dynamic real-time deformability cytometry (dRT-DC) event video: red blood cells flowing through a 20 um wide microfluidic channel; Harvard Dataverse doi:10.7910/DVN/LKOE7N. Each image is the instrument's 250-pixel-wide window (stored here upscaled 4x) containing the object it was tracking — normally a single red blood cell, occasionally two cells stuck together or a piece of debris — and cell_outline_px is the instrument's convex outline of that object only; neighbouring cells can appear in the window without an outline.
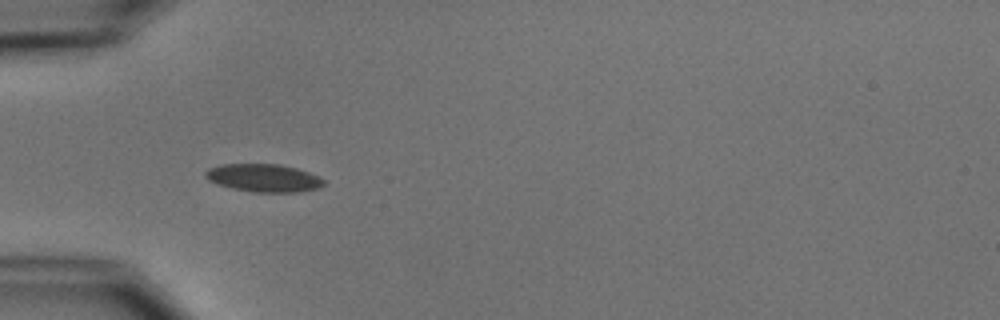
{"species": "common noctule bat (a hibernating species)", "species_latin": "Nyctalus noctula", "temperature_condition": "cold", "stored_images_in_passage": 5, "camera_frame_rate_fps": 3000, "um_per_image_px": 0.085, "animal": {"sex": "male", "body_mass_g": 15.6}, "frame": {"image": 1, "passage_image": 4, "time_ms": 3.667, "image_size_px": [1000, 320], "cell_outline_px": [[324, 184], [316, 188], [300, 192], [252, 192], [232, 188], [216, 184], [208, 180], [204, 176], [204, 172], [208, 168], [220, 164], [280, 164], [296, 168], [308, 172], [324, 180]], "centroid_in_image_um": [22.35, 15.12], "position_along_channel_um": 62.7, "area_um2": 19.25}}